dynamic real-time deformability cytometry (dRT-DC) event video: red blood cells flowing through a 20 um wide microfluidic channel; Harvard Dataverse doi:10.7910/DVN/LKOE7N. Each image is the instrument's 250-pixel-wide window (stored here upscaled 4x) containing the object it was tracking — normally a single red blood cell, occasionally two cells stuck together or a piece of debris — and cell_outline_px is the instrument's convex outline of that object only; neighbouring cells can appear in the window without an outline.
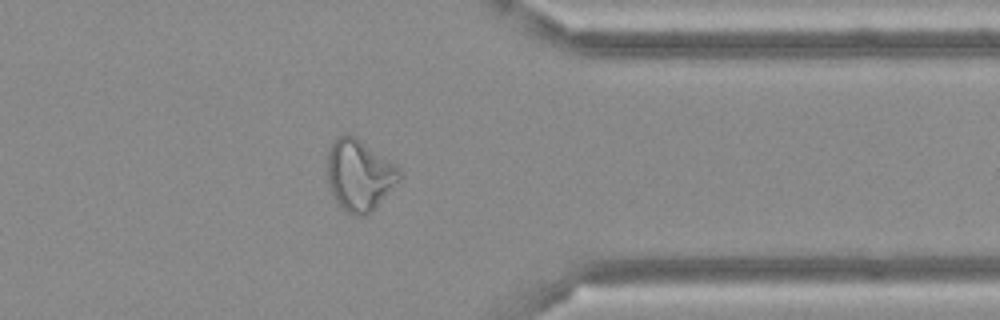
{"species": "Egyptian fruit bat (a non-hibernating species)", "species_latin": "Rousettus aegyptiacus", "temperature_condition": "cold", "stored_images_in_passage": 46, "camera_frame_rate_fps": 3000, "um_per_image_px": 0.085, "frame": {"image": 1, "passage_image": 36, "time_ms": 11.667, "image_size_px": [1000, 320], "cell_outline_px": [[404, 176], [372, 212], [364, 216], [356, 216], [344, 212], [336, 200], [328, 184], [328, 152], [332, 144], [344, 132], [356, 136], [396, 164], [400, 168]], "centroid_in_image_um": [30.59, 14.89], "position_along_channel_um": 380.8, "area_um2": 30.29}}
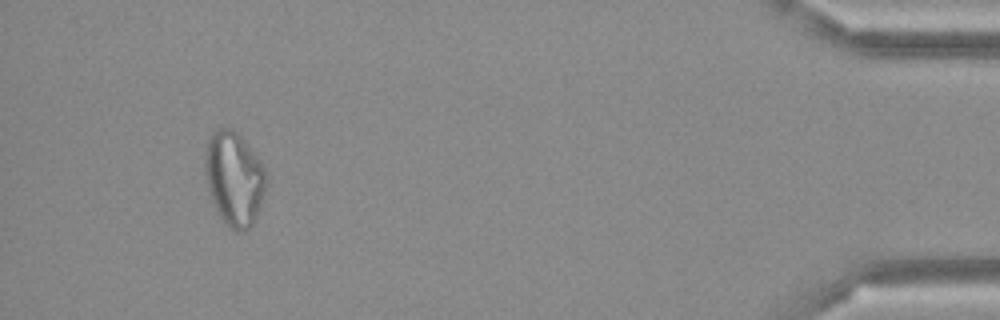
{"frame": {"image": 2, "passage_image": 43, "time_ms": 14.0, "image_size_px": [1000, 320], "cell_outline_px": [[268, 184], [256, 216], [252, 224], [244, 232], [236, 232], [224, 224], [212, 200], [208, 188], [204, 168], [204, 156], [208, 140], [212, 132], [216, 128], [232, 128], [244, 140], [260, 160], [268, 172]], "centroid_in_image_um": [19.92, 15.18], "position_along_channel_um": 415.3, "area_um2": 33.87}}